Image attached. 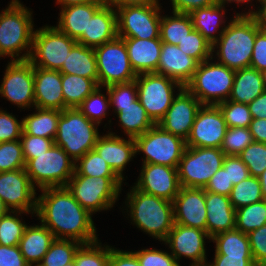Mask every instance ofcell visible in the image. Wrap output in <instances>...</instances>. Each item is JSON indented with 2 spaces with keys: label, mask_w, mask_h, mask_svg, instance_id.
<instances>
[{
  "label": "cell",
  "mask_w": 266,
  "mask_h": 266,
  "mask_svg": "<svg viewBox=\"0 0 266 266\" xmlns=\"http://www.w3.org/2000/svg\"><path fill=\"white\" fill-rule=\"evenodd\" d=\"M36 216L56 239L75 240L81 244L98 241L91 214L74 198L67 187L41 189Z\"/></svg>",
  "instance_id": "6da1fadb"
},
{
  "label": "cell",
  "mask_w": 266,
  "mask_h": 266,
  "mask_svg": "<svg viewBox=\"0 0 266 266\" xmlns=\"http://www.w3.org/2000/svg\"><path fill=\"white\" fill-rule=\"evenodd\" d=\"M220 38L212 45L217 61L230 69L238 70L250 67L256 34L262 29L253 15L237 13L230 20Z\"/></svg>",
  "instance_id": "7a4b0ae2"
},
{
  "label": "cell",
  "mask_w": 266,
  "mask_h": 266,
  "mask_svg": "<svg viewBox=\"0 0 266 266\" xmlns=\"http://www.w3.org/2000/svg\"><path fill=\"white\" fill-rule=\"evenodd\" d=\"M127 193L126 206L133 224L159 241H165L174 226L173 203L145 193L135 186Z\"/></svg>",
  "instance_id": "3957f363"
},
{
  "label": "cell",
  "mask_w": 266,
  "mask_h": 266,
  "mask_svg": "<svg viewBox=\"0 0 266 266\" xmlns=\"http://www.w3.org/2000/svg\"><path fill=\"white\" fill-rule=\"evenodd\" d=\"M32 22V12L19 0H12L0 14V57L10 56L13 61L29 59L34 34ZM23 50L26 53L19 56Z\"/></svg>",
  "instance_id": "277c9868"
},
{
  "label": "cell",
  "mask_w": 266,
  "mask_h": 266,
  "mask_svg": "<svg viewBox=\"0 0 266 266\" xmlns=\"http://www.w3.org/2000/svg\"><path fill=\"white\" fill-rule=\"evenodd\" d=\"M97 123L77 108L61 111L54 144L60 146L75 162L94 149L100 135Z\"/></svg>",
  "instance_id": "5b68a950"
},
{
  "label": "cell",
  "mask_w": 266,
  "mask_h": 266,
  "mask_svg": "<svg viewBox=\"0 0 266 266\" xmlns=\"http://www.w3.org/2000/svg\"><path fill=\"white\" fill-rule=\"evenodd\" d=\"M208 59L198 63L192 79L185 88L192 93L202 105H218L228 100L235 76V70Z\"/></svg>",
  "instance_id": "8992f818"
},
{
  "label": "cell",
  "mask_w": 266,
  "mask_h": 266,
  "mask_svg": "<svg viewBox=\"0 0 266 266\" xmlns=\"http://www.w3.org/2000/svg\"><path fill=\"white\" fill-rule=\"evenodd\" d=\"M24 169L33 186L40 190L66 187L75 172V161L60 146L53 144L46 153L25 159Z\"/></svg>",
  "instance_id": "52a82bcc"
},
{
  "label": "cell",
  "mask_w": 266,
  "mask_h": 266,
  "mask_svg": "<svg viewBox=\"0 0 266 266\" xmlns=\"http://www.w3.org/2000/svg\"><path fill=\"white\" fill-rule=\"evenodd\" d=\"M122 182L119 177L73 175L66 187L80 205L93 215L112 208L122 190Z\"/></svg>",
  "instance_id": "ba28073f"
},
{
  "label": "cell",
  "mask_w": 266,
  "mask_h": 266,
  "mask_svg": "<svg viewBox=\"0 0 266 266\" xmlns=\"http://www.w3.org/2000/svg\"><path fill=\"white\" fill-rule=\"evenodd\" d=\"M225 156L220 148L186 147L177 168L180 187L204 189Z\"/></svg>",
  "instance_id": "9c48e42d"
},
{
  "label": "cell",
  "mask_w": 266,
  "mask_h": 266,
  "mask_svg": "<svg viewBox=\"0 0 266 266\" xmlns=\"http://www.w3.org/2000/svg\"><path fill=\"white\" fill-rule=\"evenodd\" d=\"M136 153L143 152V164H160L178 168L186 148V141L155 124L136 137Z\"/></svg>",
  "instance_id": "30bf717a"
},
{
  "label": "cell",
  "mask_w": 266,
  "mask_h": 266,
  "mask_svg": "<svg viewBox=\"0 0 266 266\" xmlns=\"http://www.w3.org/2000/svg\"><path fill=\"white\" fill-rule=\"evenodd\" d=\"M77 43L56 26H45L34 31L29 61L34 67L60 70L68 52Z\"/></svg>",
  "instance_id": "8fae6325"
},
{
  "label": "cell",
  "mask_w": 266,
  "mask_h": 266,
  "mask_svg": "<svg viewBox=\"0 0 266 266\" xmlns=\"http://www.w3.org/2000/svg\"><path fill=\"white\" fill-rule=\"evenodd\" d=\"M135 81L138 99L155 124L164 117L171 106L175 97L174 89L177 87L180 91L183 88L176 80L155 72L138 74Z\"/></svg>",
  "instance_id": "7c38bea8"
},
{
  "label": "cell",
  "mask_w": 266,
  "mask_h": 266,
  "mask_svg": "<svg viewBox=\"0 0 266 266\" xmlns=\"http://www.w3.org/2000/svg\"><path fill=\"white\" fill-rule=\"evenodd\" d=\"M97 69L98 86L107 87L112 84L128 83L137 78L132 69L124 39H115L94 48Z\"/></svg>",
  "instance_id": "4fadbf2b"
},
{
  "label": "cell",
  "mask_w": 266,
  "mask_h": 266,
  "mask_svg": "<svg viewBox=\"0 0 266 266\" xmlns=\"http://www.w3.org/2000/svg\"><path fill=\"white\" fill-rule=\"evenodd\" d=\"M159 5H135L116 8L118 37L160 38Z\"/></svg>",
  "instance_id": "5bb4252c"
},
{
  "label": "cell",
  "mask_w": 266,
  "mask_h": 266,
  "mask_svg": "<svg viewBox=\"0 0 266 266\" xmlns=\"http://www.w3.org/2000/svg\"><path fill=\"white\" fill-rule=\"evenodd\" d=\"M0 94L22 109L34 106V66L29 60L8 63Z\"/></svg>",
  "instance_id": "9a60e30c"
},
{
  "label": "cell",
  "mask_w": 266,
  "mask_h": 266,
  "mask_svg": "<svg viewBox=\"0 0 266 266\" xmlns=\"http://www.w3.org/2000/svg\"><path fill=\"white\" fill-rule=\"evenodd\" d=\"M35 191L25 169L0 172V198L9 210L36 214Z\"/></svg>",
  "instance_id": "2e32d148"
},
{
  "label": "cell",
  "mask_w": 266,
  "mask_h": 266,
  "mask_svg": "<svg viewBox=\"0 0 266 266\" xmlns=\"http://www.w3.org/2000/svg\"><path fill=\"white\" fill-rule=\"evenodd\" d=\"M227 128L218 105H202L186 139V147L220 148Z\"/></svg>",
  "instance_id": "e0dca14e"
},
{
  "label": "cell",
  "mask_w": 266,
  "mask_h": 266,
  "mask_svg": "<svg viewBox=\"0 0 266 266\" xmlns=\"http://www.w3.org/2000/svg\"><path fill=\"white\" fill-rule=\"evenodd\" d=\"M211 237L204 230L174 223L172 230L164 241L171 254L179 261L184 256L192 260L190 266H206L205 239Z\"/></svg>",
  "instance_id": "ac0fdd59"
},
{
  "label": "cell",
  "mask_w": 266,
  "mask_h": 266,
  "mask_svg": "<svg viewBox=\"0 0 266 266\" xmlns=\"http://www.w3.org/2000/svg\"><path fill=\"white\" fill-rule=\"evenodd\" d=\"M201 106V102L183 87L172 100L164 117L157 124L163 130L186 141Z\"/></svg>",
  "instance_id": "d6986e66"
},
{
  "label": "cell",
  "mask_w": 266,
  "mask_h": 266,
  "mask_svg": "<svg viewBox=\"0 0 266 266\" xmlns=\"http://www.w3.org/2000/svg\"><path fill=\"white\" fill-rule=\"evenodd\" d=\"M135 187L145 193L173 201L179 192L178 169L160 164H143Z\"/></svg>",
  "instance_id": "ffe728a7"
},
{
  "label": "cell",
  "mask_w": 266,
  "mask_h": 266,
  "mask_svg": "<svg viewBox=\"0 0 266 266\" xmlns=\"http://www.w3.org/2000/svg\"><path fill=\"white\" fill-rule=\"evenodd\" d=\"M172 203L175 223L206 231L204 189L180 187Z\"/></svg>",
  "instance_id": "44dd1931"
},
{
  "label": "cell",
  "mask_w": 266,
  "mask_h": 266,
  "mask_svg": "<svg viewBox=\"0 0 266 266\" xmlns=\"http://www.w3.org/2000/svg\"><path fill=\"white\" fill-rule=\"evenodd\" d=\"M34 107L64 110L61 72L34 67Z\"/></svg>",
  "instance_id": "7402d4cb"
},
{
  "label": "cell",
  "mask_w": 266,
  "mask_h": 266,
  "mask_svg": "<svg viewBox=\"0 0 266 266\" xmlns=\"http://www.w3.org/2000/svg\"><path fill=\"white\" fill-rule=\"evenodd\" d=\"M94 150L107 162L114 173L124 181L123 171L127 163L136 153V144L133 138L128 140L110 132L100 136Z\"/></svg>",
  "instance_id": "603a6c76"
},
{
  "label": "cell",
  "mask_w": 266,
  "mask_h": 266,
  "mask_svg": "<svg viewBox=\"0 0 266 266\" xmlns=\"http://www.w3.org/2000/svg\"><path fill=\"white\" fill-rule=\"evenodd\" d=\"M111 4L104 3L91 17L87 33H83L77 43L96 48L115 39L117 34V13Z\"/></svg>",
  "instance_id": "cb8c5ba5"
},
{
  "label": "cell",
  "mask_w": 266,
  "mask_h": 266,
  "mask_svg": "<svg viewBox=\"0 0 266 266\" xmlns=\"http://www.w3.org/2000/svg\"><path fill=\"white\" fill-rule=\"evenodd\" d=\"M197 66L198 62L183 53L179 46L162 42L159 64L155 73L172 78L185 87L192 79Z\"/></svg>",
  "instance_id": "d4e9b609"
},
{
  "label": "cell",
  "mask_w": 266,
  "mask_h": 266,
  "mask_svg": "<svg viewBox=\"0 0 266 266\" xmlns=\"http://www.w3.org/2000/svg\"><path fill=\"white\" fill-rule=\"evenodd\" d=\"M206 232L214 235L236 227V209L232 206L229 196L205 191Z\"/></svg>",
  "instance_id": "484cf974"
},
{
  "label": "cell",
  "mask_w": 266,
  "mask_h": 266,
  "mask_svg": "<svg viewBox=\"0 0 266 266\" xmlns=\"http://www.w3.org/2000/svg\"><path fill=\"white\" fill-rule=\"evenodd\" d=\"M121 38L124 39L131 67L137 75L157 71L162 46L160 38Z\"/></svg>",
  "instance_id": "4316f807"
},
{
  "label": "cell",
  "mask_w": 266,
  "mask_h": 266,
  "mask_svg": "<svg viewBox=\"0 0 266 266\" xmlns=\"http://www.w3.org/2000/svg\"><path fill=\"white\" fill-rule=\"evenodd\" d=\"M53 233L43 224L25 228L19 249L29 266H38L55 240Z\"/></svg>",
  "instance_id": "83f0119b"
},
{
  "label": "cell",
  "mask_w": 266,
  "mask_h": 266,
  "mask_svg": "<svg viewBox=\"0 0 266 266\" xmlns=\"http://www.w3.org/2000/svg\"><path fill=\"white\" fill-rule=\"evenodd\" d=\"M103 4V2H92L62 7L56 27L70 38L77 40L83 33H87L89 20Z\"/></svg>",
  "instance_id": "f1b7e54d"
},
{
  "label": "cell",
  "mask_w": 266,
  "mask_h": 266,
  "mask_svg": "<svg viewBox=\"0 0 266 266\" xmlns=\"http://www.w3.org/2000/svg\"><path fill=\"white\" fill-rule=\"evenodd\" d=\"M262 73L252 67L235 70L231 94L228 100L249 105L264 92Z\"/></svg>",
  "instance_id": "f546056e"
},
{
  "label": "cell",
  "mask_w": 266,
  "mask_h": 266,
  "mask_svg": "<svg viewBox=\"0 0 266 266\" xmlns=\"http://www.w3.org/2000/svg\"><path fill=\"white\" fill-rule=\"evenodd\" d=\"M62 74H74L92 79L98 85V69L94 48L76 43L68 52L66 62L59 70Z\"/></svg>",
  "instance_id": "4dcf8cb0"
},
{
  "label": "cell",
  "mask_w": 266,
  "mask_h": 266,
  "mask_svg": "<svg viewBox=\"0 0 266 266\" xmlns=\"http://www.w3.org/2000/svg\"><path fill=\"white\" fill-rule=\"evenodd\" d=\"M113 108L119 118L124 134L128 136L127 138L135 139L155 125L138 98L131 105L114 106Z\"/></svg>",
  "instance_id": "1f68e13d"
},
{
  "label": "cell",
  "mask_w": 266,
  "mask_h": 266,
  "mask_svg": "<svg viewBox=\"0 0 266 266\" xmlns=\"http://www.w3.org/2000/svg\"><path fill=\"white\" fill-rule=\"evenodd\" d=\"M224 5L219 2L205 8H199L191 12L189 15L192 20L193 28L197 30L202 36L212 45L220 38L225 27L217 32L221 27L220 24L225 23L223 17ZM220 33L217 36L215 33ZM213 33V34H212ZM219 36V37H218Z\"/></svg>",
  "instance_id": "d6a6232c"
},
{
  "label": "cell",
  "mask_w": 266,
  "mask_h": 266,
  "mask_svg": "<svg viewBox=\"0 0 266 266\" xmlns=\"http://www.w3.org/2000/svg\"><path fill=\"white\" fill-rule=\"evenodd\" d=\"M36 113L22 119V134L55 140L61 111L35 108Z\"/></svg>",
  "instance_id": "836d02e7"
},
{
  "label": "cell",
  "mask_w": 266,
  "mask_h": 266,
  "mask_svg": "<svg viewBox=\"0 0 266 266\" xmlns=\"http://www.w3.org/2000/svg\"><path fill=\"white\" fill-rule=\"evenodd\" d=\"M64 109L77 108L98 86L92 79L74 74H62Z\"/></svg>",
  "instance_id": "e575fe53"
},
{
  "label": "cell",
  "mask_w": 266,
  "mask_h": 266,
  "mask_svg": "<svg viewBox=\"0 0 266 266\" xmlns=\"http://www.w3.org/2000/svg\"><path fill=\"white\" fill-rule=\"evenodd\" d=\"M211 240L216 243L215 254L252 256L248 235L236 228L216 234Z\"/></svg>",
  "instance_id": "d590c367"
},
{
  "label": "cell",
  "mask_w": 266,
  "mask_h": 266,
  "mask_svg": "<svg viewBox=\"0 0 266 266\" xmlns=\"http://www.w3.org/2000/svg\"><path fill=\"white\" fill-rule=\"evenodd\" d=\"M173 13L172 16L161 17L160 39L163 43L177 45L194 28L189 14Z\"/></svg>",
  "instance_id": "8d00e7d4"
},
{
  "label": "cell",
  "mask_w": 266,
  "mask_h": 266,
  "mask_svg": "<svg viewBox=\"0 0 266 266\" xmlns=\"http://www.w3.org/2000/svg\"><path fill=\"white\" fill-rule=\"evenodd\" d=\"M266 224V200L236 209V229L248 234Z\"/></svg>",
  "instance_id": "74e56055"
},
{
  "label": "cell",
  "mask_w": 266,
  "mask_h": 266,
  "mask_svg": "<svg viewBox=\"0 0 266 266\" xmlns=\"http://www.w3.org/2000/svg\"><path fill=\"white\" fill-rule=\"evenodd\" d=\"M229 198L235 209L262 201L263 196L258 177L249 176L234 185Z\"/></svg>",
  "instance_id": "f35d334b"
},
{
  "label": "cell",
  "mask_w": 266,
  "mask_h": 266,
  "mask_svg": "<svg viewBox=\"0 0 266 266\" xmlns=\"http://www.w3.org/2000/svg\"><path fill=\"white\" fill-rule=\"evenodd\" d=\"M81 245L75 240L55 239L38 266H64L74 260Z\"/></svg>",
  "instance_id": "ab89813d"
},
{
  "label": "cell",
  "mask_w": 266,
  "mask_h": 266,
  "mask_svg": "<svg viewBox=\"0 0 266 266\" xmlns=\"http://www.w3.org/2000/svg\"><path fill=\"white\" fill-rule=\"evenodd\" d=\"M73 175L91 177H118L107 162L94 149L75 162Z\"/></svg>",
  "instance_id": "60d3db41"
},
{
  "label": "cell",
  "mask_w": 266,
  "mask_h": 266,
  "mask_svg": "<svg viewBox=\"0 0 266 266\" xmlns=\"http://www.w3.org/2000/svg\"><path fill=\"white\" fill-rule=\"evenodd\" d=\"M110 246L102 247L99 240L90 244H82L76 251V266H109Z\"/></svg>",
  "instance_id": "b9f144b4"
},
{
  "label": "cell",
  "mask_w": 266,
  "mask_h": 266,
  "mask_svg": "<svg viewBox=\"0 0 266 266\" xmlns=\"http://www.w3.org/2000/svg\"><path fill=\"white\" fill-rule=\"evenodd\" d=\"M17 213L21 215L24 212L9 211L6 215L0 217V245H19L27 225L17 217L20 216Z\"/></svg>",
  "instance_id": "7bdbcfd3"
},
{
  "label": "cell",
  "mask_w": 266,
  "mask_h": 266,
  "mask_svg": "<svg viewBox=\"0 0 266 266\" xmlns=\"http://www.w3.org/2000/svg\"><path fill=\"white\" fill-rule=\"evenodd\" d=\"M101 86H97L95 90L86 97L77 109L84 114L90 121L99 124L102 119L106 117L107 110L109 109L110 101L109 96L101 93Z\"/></svg>",
  "instance_id": "ee69618b"
},
{
  "label": "cell",
  "mask_w": 266,
  "mask_h": 266,
  "mask_svg": "<svg viewBox=\"0 0 266 266\" xmlns=\"http://www.w3.org/2000/svg\"><path fill=\"white\" fill-rule=\"evenodd\" d=\"M179 49L188 56L194 58L198 63L213 58L212 44L208 42L201 33L193 29L179 42Z\"/></svg>",
  "instance_id": "f6af8a7d"
},
{
  "label": "cell",
  "mask_w": 266,
  "mask_h": 266,
  "mask_svg": "<svg viewBox=\"0 0 266 266\" xmlns=\"http://www.w3.org/2000/svg\"><path fill=\"white\" fill-rule=\"evenodd\" d=\"M252 142L249 128L228 127L220 149L226 156L239 155Z\"/></svg>",
  "instance_id": "bcb514c9"
},
{
  "label": "cell",
  "mask_w": 266,
  "mask_h": 266,
  "mask_svg": "<svg viewBox=\"0 0 266 266\" xmlns=\"http://www.w3.org/2000/svg\"><path fill=\"white\" fill-rule=\"evenodd\" d=\"M250 176L258 177L266 169V143L252 142L239 155Z\"/></svg>",
  "instance_id": "7dc6e473"
},
{
  "label": "cell",
  "mask_w": 266,
  "mask_h": 266,
  "mask_svg": "<svg viewBox=\"0 0 266 266\" xmlns=\"http://www.w3.org/2000/svg\"><path fill=\"white\" fill-rule=\"evenodd\" d=\"M25 168L20 140L0 143V172L15 171Z\"/></svg>",
  "instance_id": "c3c4849f"
},
{
  "label": "cell",
  "mask_w": 266,
  "mask_h": 266,
  "mask_svg": "<svg viewBox=\"0 0 266 266\" xmlns=\"http://www.w3.org/2000/svg\"><path fill=\"white\" fill-rule=\"evenodd\" d=\"M227 127L249 128L252 116L248 105L226 100L218 104Z\"/></svg>",
  "instance_id": "681fc988"
},
{
  "label": "cell",
  "mask_w": 266,
  "mask_h": 266,
  "mask_svg": "<svg viewBox=\"0 0 266 266\" xmlns=\"http://www.w3.org/2000/svg\"><path fill=\"white\" fill-rule=\"evenodd\" d=\"M107 96H109L110 105L127 106L131 105L138 98L136 81L107 86Z\"/></svg>",
  "instance_id": "f907efd6"
},
{
  "label": "cell",
  "mask_w": 266,
  "mask_h": 266,
  "mask_svg": "<svg viewBox=\"0 0 266 266\" xmlns=\"http://www.w3.org/2000/svg\"><path fill=\"white\" fill-rule=\"evenodd\" d=\"M141 266H180L170 253L157 249H143L133 252Z\"/></svg>",
  "instance_id": "816d5d0a"
},
{
  "label": "cell",
  "mask_w": 266,
  "mask_h": 266,
  "mask_svg": "<svg viewBox=\"0 0 266 266\" xmlns=\"http://www.w3.org/2000/svg\"><path fill=\"white\" fill-rule=\"evenodd\" d=\"M25 159H33L35 155H41L54 144L53 139L30 134H22L20 138Z\"/></svg>",
  "instance_id": "f5cc1de1"
},
{
  "label": "cell",
  "mask_w": 266,
  "mask_h": 266,
  "mask_svg": "<svg viewBox=\"0 0 266 266\" xmlns=\"http://www.w3.org/2000/svg\"><path fill=\"white\" fill-rule=\"evenodd\" d=\"M14 115L0 110V143L20 140L23 128Z\"/></svg>",
  "instance_id": "db71d44e"
},
{
  "label": "cell",
  "mask_w": 266,
  "mask_h": 266,
  "mask_svg": "<svg viewBox=\"0 0 266 266\" xmlns=\"http://www.w3.org/2000/svg\"><path fill=\"white\" fill-rule=\"evenodd\" d=\"M247 235L255 265L266 264V224Z\"/></svg>",
  "instance_id": "11a10c76"
},
{
  "label": "cell",
  "mask_w": 266,
  "mask_h": 266,
  "mask_svg": "<svg viewBox=\"0 0 266 266\" xmlns=\"http://www.w3.org/2000/svg\"><path fill=\"white\" fill-rule=\"evenodd\" d=\"M222 167L228 169L229 181L233 186L250 176L247 166L237 155L225 156Z\"/></svg>",
  "instance_id": "9f6ffc18"
},
{
  "label": "cell",
  "mask_w": 266,
  "mask_h": 266,
  "mask_svg": "<svg viewBox=\"0 0 266 266\" xmlns=\"http://www.w3.org/2000/svg\"><path fill=\"white\" fill-rule=\"evenodd\" d=\"M233 183L229 181L228 169L221 167L209 180L205 191L230 196Z\"/></svg>",
  "instance_id": "6f0895ef"
},
{
  "label": "cell",
  "mask_w": 266,
  "mask_h": 266,
  "mask_svg": "<svg viewBox=\"0 0 266 266\" xmlns=\"http://www.w3.org/2000/svg\"><path fill=\"white\" fill-rule=\"evenodd\" d=\"M250 67L262 72L266 70V29L256 34Z\"/></svg>",
  "instance_id": "680465c9"
},
{
  "label": "cell",
  "mask_w": 266,
  "mask_h": 266,
  "mask_svg": "<svg viewBox=\"0 0 266 266\" xmlns=\"http://www.w3.org/2000/svg\"><path fill=\"white\" fill-rule=\"evenodd\" d=\"M0 266H29L19 246L0 245Z\"/></svg>",
  "instance_id": "91938a15"
},
{
  "label": "cell",
  "mask_w": 266,
  "mask_h": 266,
  "mask_svg": "<svg viewBox=\"0 0 266 266\" xmlns=\"http://www.w3.org/2000/svg\"><path fill=\"white\" fill-rule=\"evenodd\" d=\"M219 0H171L175 13L190 14L196 9L205 8L218 3Z\"/></svg>",
  "instance_id": "94428289"
},
{
  "label": "cell",
  "mask_w": 266,
  "mask_h": 266,
  "mask_svg": "<svg viewBox=\"0 0 266 266\" xmlns=\"http://www.w3.org/2000/svg\"><path fill=\"white\" fill-rule=\"evenodd\" d=\"M213 263L207 262L206 266H256L253 256H228L215 254Z\"/></svg>",
  "instance_id": "6125c7cd"
},
{
  "label": "cell",
  "mask_w": 266,
  "mask_h": 266,
  "mask_svg": "<svg viewBox=\"0 0 266 266\" xmlns=\"http://www.w3.org/2000/svg\"><path fill=\"white\" fill-rule=\"evenodd\" d=\"M109 266H141L137 256L131 251L110 247Z\"/></svg>",
  "instance_id": "be15d7a7"
},
{
  "label": "cell",
  "mask_w": 266,
  "mask_h": 266,
  "mask_svg": "<svg viewBox=\"0 0 266 266\" xmlns=\"http://www.w3.org/2000/svg\"><path fill=\"white\" fill-rule=\"evenodd\" d=\"M248 107L252 118L266 119V91L257 96Z\"/></svg>",
  "instance_id": "e7e4bbea"
},
{
  "label": "cell",
  "mask_w": 266,
  "mask_h": 266,
  "mask_svg": "<svg viewBox=\"0 0 266 266\" xmlns=\"http://www.w3.org/2000/svg\"><path fill=\"white\" fill-rule=\"evenodd\" d=\"M249 129L254 142L266 143V119L252 118Z\"/></svg>",
  "instance_id": "03108f58"
},
{
  "label": "cell",
  "mask_w": 266,
  "mask_h": 266,
  "mask_svg": "<svg viewBox=\"0 0 266 266\" xmlns=\"http://www.w3.org/2000/svg\"><path fill=\"white\" fill-rule=\"evenodd\" d=\"M110 4L115 9L135 5H160L158 0H113Z\"/></svg>",
  "instance_id": "003e7915"
},
{
  "label": "cell",
  "mask_w": 266,
  "mask_h": 266,
  "mask_svg": "<svg viewBox=\"0 0 266 266\" xmlns=\"http://www.w3.org/2000/svg\"><path fill=\"white\" fill-rule=\"evenodd\" d=\"M260 4L262 5L258 11H249L246 15H253L258 24L263 28L266 29V0H259Z\"/></svg>",
  "instance_id": "a7ac6f4b"
},
{
  "label": "cell",
  "mask_w": 266,
  "mask_h": 266,
  "mask_svg": "<svg viewBox=\"0 0 266 266\" xmlns=\"http://www.w3.org/2000/svg\"><path fill=\"white\" fill-rule=\"evenodd\" d=\"M92 2H102L101 0H57V4H60L61 7H67L70 5L86 4Z\"/></svg>",
  "instance_id": "89a4df30"
},
{
  "label": "cell",
  "mask_w": 266,
  "mask_h": 266,
  "mask_svg": "<svg viewBox=\"0 0 266 266\" xmlns=\"http://www.w3.org/2000/svg\"><path fill=\"white\" fill-rule=\"evenodd\" d=\"M258 180L261 184L263 200H266V169L260 176H258Z\"/></svg>",
  "instance_id": "2644e50d"
},
{
  "label": "cell",
  "mask_w": 266,
  "mask_h": 266,
  "mask_svg": "<svg viewBox=\"0 0 266 266\" xmlns=\"http://www.w3.org/2000/svg\"><path fill=\"white\" fill-rule=\"evenodd\" d=\"M9 211L4 201L0 198V217L6 215Z\"/></svg>",
  "instance_id": "8c879c8a"
},
{
  "label": "cell",
  "mask_w": 266,
  "mask_h": 266,
  "mask_svg": "<svg viewBox=\"0 0 266 266\" xmlns=\"http://www.w3.org/2000/svg\"><path fill=\"white\" fill-rule=\"evenodd\" d=\"M249 1H251V0H219V3H220V4H223V5L225 6L226 3L228 4V3H231V2H237V3L239 4V3H241V2H242V3H243V2H244V3H245V2H248V3H249ZM252 1H253V0H252ZM257 1H259V0H257Z\"/></svg>",
  "instance_id": "753ad0ef"
},
{
  "label": "cell",
  "mask_w": 266,
  "mask_h": 266,
  "mask_svg": "<svg viewBox=\"0 0 266 266\" xmlns=\"http://www.w3.org/2000/svg\"><path fill=\"white\" fill-rule=\"evenodd\" d=\"M262 77H263V87L264 90L266 91V70L262 71Z\"/></svg>",
  "instance_id": "34e18365"
},
{
  "label": "cell",
  "mask_w": 266,
  "mask_h": 266,
  "mask_svg": "<svg viewBox=\"0 0 266 266\" xmlns=\"http://www.w3.org/2000/svg\"><path fill=\"white\" fill-rule=\"evenodd\" d=\"M64 266H76V264H75V262H74V260H73L72 262H70V263H68V264H65Z\"/></svg>",
  "instance_id": "11e5206c"
},
{
  "label": "cell",
  "mask_w": 266,
  "mask_h": 266,
  "mask_svg": "<svg viewBox=\"0 0 266 266\" xmlns=\"http://www.w3.org/2000/svg\"><path fill=\"white\" fill-rule=\"evenodd\" d=\"M103 3L110 4L113 0H101Z\"/></svg>",
  "instance_id": "2a66077c"
},
{
  "label": "cell",
  "mask_w": 266,
  "mask_h": 266,
  "mask_svg": "<svg viewBox=\"0 0 266 266\" xmlns=\"http://www.w3.org/2000/svg\"><path fill=\"white\" fill-rule=\"evenodd\" d=\"M256 266H266V264H259V265H256Z\"/></svg>",
  "instance_id": "b9fcfbb0"
}]
</instances>
